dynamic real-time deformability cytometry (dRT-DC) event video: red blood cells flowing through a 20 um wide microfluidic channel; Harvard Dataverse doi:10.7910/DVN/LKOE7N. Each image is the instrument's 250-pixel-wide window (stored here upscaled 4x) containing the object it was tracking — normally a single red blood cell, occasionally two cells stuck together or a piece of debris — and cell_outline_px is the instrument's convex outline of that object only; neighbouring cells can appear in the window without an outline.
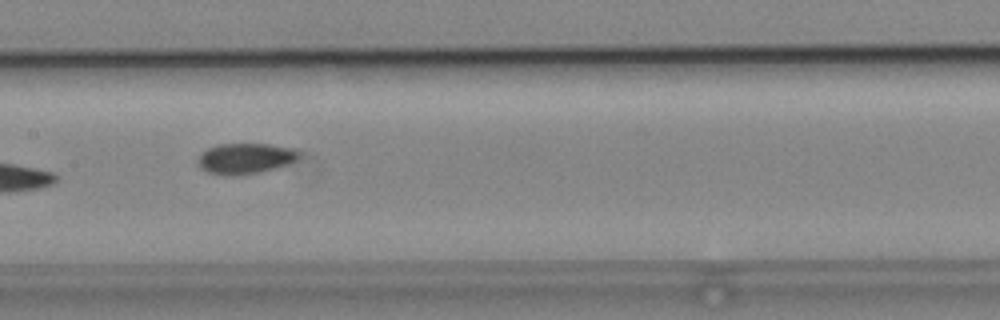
{"species": "common noctule bat (a hibernating species)", "species_latin": "Nyctalus noctula", "temperature_condition": "cold", "stored_images_in_passage": 7, "camera_frame_rate_fps": 3000, "um_per_image_px": 0.085, "animal": {"sex": "male", "body_mass_g": 19.2, "forearm_length_mm": 51.8}, "frame": {"image": 1, "passage_image": 6, "time_ms": 6.0, "image_size_px": [1000, 320], "cell_outline_px": [[300, 156], [296, 160], [260, 172], [232, 176], [224, 176], [208, 172], [200, 168], [200, 156], [208, 148], [216, 144], [268, 144], [292, 148], [300, 152]], "centroid_in_image_um": [20.84, 13.47], "position_along_channel_um": 186.6, "area_um2": 17.74}}
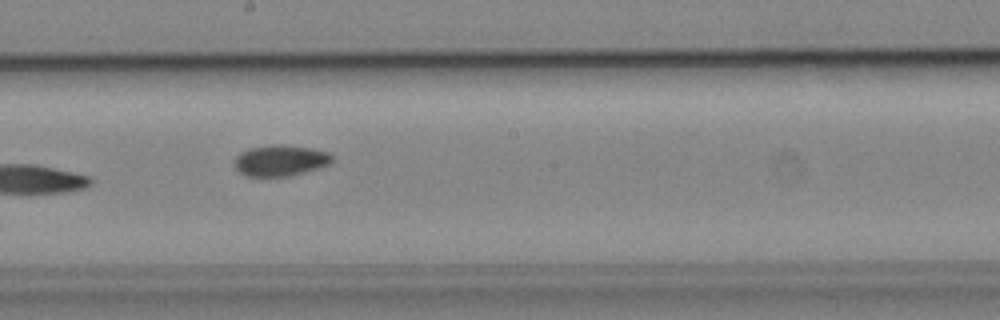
{"frame": {"image": 2, "passage_image": 7, "time_ms": 7.0, "image_size_px": [1000, 320], "cell_outline_px": [[332, 160], [328, 164], [320, 168], [288, 176], [244, 176], [236, 168], [236, 156], [240, 152], [248, 148], [272, 144], [280, 144], [312, 148], [328, 152], [332, 156]], "centroid_in_image_um": [23.83, 13.63], "position_along_channel_um": 224.4, "area_um2": 17.63}}